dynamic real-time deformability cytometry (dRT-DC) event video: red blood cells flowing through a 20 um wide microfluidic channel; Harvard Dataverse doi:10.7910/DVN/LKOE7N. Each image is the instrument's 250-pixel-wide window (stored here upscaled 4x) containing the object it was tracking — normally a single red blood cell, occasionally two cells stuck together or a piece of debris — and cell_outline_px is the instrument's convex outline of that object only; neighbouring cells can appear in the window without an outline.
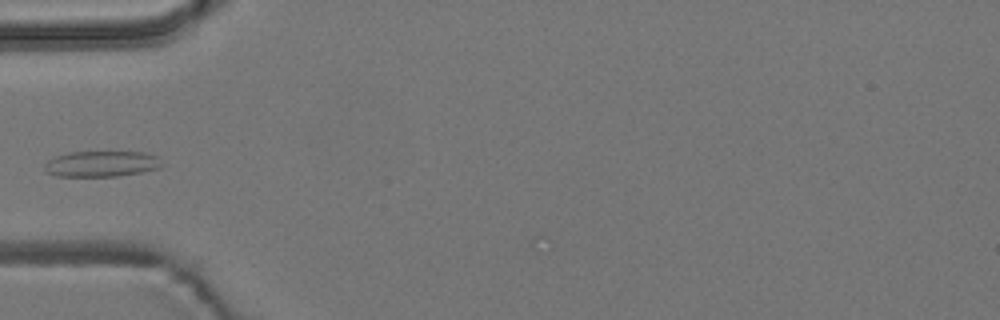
{"species": "common noctule bat (a hibernating species)", "species_latin": "Nyctalus noctula", "temperature_condition": "room temperature", "stored_images_in_passage": 3, "camera_frame_rate_fps": 3000, "um_per_image_px": 0.085, "animal": {"sex": "male", "body_mass_g": 19.2, "forearm_length_mm": 51.8}, "frame": {"image": 1, "passage_image": 2, "time_ms": 1.333, "image_size_px": [1000, 320], "cell_outline_px": [[164, 164], [160, 168], [140, 172], [116, 176], [56, 176], [44, 172], [44, 164], [48, 160], [56, 156], [68, 152], [144, 152], [156, 156]], "centroid_in_image_um": [8.6, 13.93], "position_along_channel_um": 76.4, "area_um2": 17.69}}